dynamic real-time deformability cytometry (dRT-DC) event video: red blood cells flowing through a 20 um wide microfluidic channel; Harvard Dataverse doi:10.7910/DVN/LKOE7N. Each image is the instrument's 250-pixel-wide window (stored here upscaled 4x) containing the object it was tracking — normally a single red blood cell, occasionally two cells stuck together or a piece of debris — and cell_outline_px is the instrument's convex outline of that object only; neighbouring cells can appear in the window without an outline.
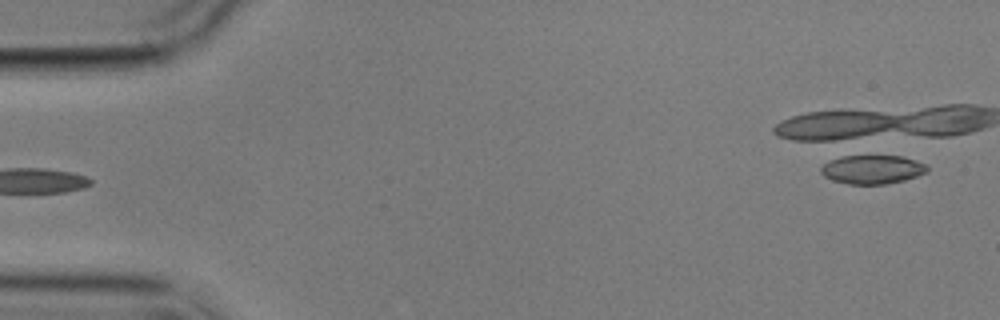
{"species": "common noctule bat (a hibernating species)", "species_latin": "Nyctalus noctula", "temperature_condition": "cold", "stored_images_in_passage": 3, "camera_frame_rate_fps": 3000, "um_per_image_px": 0.085, "animal": {"sex": "male", "body_mass_g": 17.9}, "frame": {"image": 1, "passage_image": 3, "time_ms": 2.333, "image_size_px": [1000, 320], "cell_outline_px": [[928, 172], [904, 180], [884, 184], [848, 184], [832, 180], [824, 176], [820, 172], [820, 168], [828, 160], [836, 156], [852, 152], [856, 152], [904, 156], [928, 164]], "centroid_in_image_um": [74.1, 14.32], "position_along_channel_um": 10.9, "area_um2": 19.07}}